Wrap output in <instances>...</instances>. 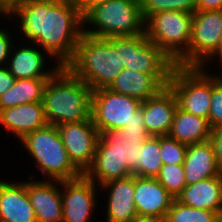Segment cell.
<instances>
[{
  "mask_svg": "<svg viewBox=\"0 0 222 222\" xmlns=\"http://www.w3.org/2000/svg\"><path fill=\"white\" fill-rule=\"evenodd\" d=\"M6 17L17 16L23 39L42 47L57 65L65 67L74 57L83 34V17L75 2L66 0H23Z\"/></svg>",
  "mask_w": 222,
  "mask_h": 222,
  "instance_id": "cell-1",
  "label": "cell"
},
{
  "mask_svg": "<svg viewBox=\"0 0 222 222\" xmlns=\"http://www.w3.org/2000/svg\"><path fill=\"white\" fill-rule=\"evenodd\" d=\"M93 90L66 67H60L46 83L43 107L47 124L80 122L91 118Z\"/></svg>",
  "mask_w": 222,
  "mask_h": 222,
  "instance_id": "cell-2",
  "label": "cell"
},
{
  "mask_svg": "<svg viewBox=\"0 0 222 222\" xmlns=\"http://www.w3.org/2000/svg\"><path fill=\"white\" fill-rule=\"evenodd\" d=\"M92 90L108 88L124 69L120 54L103 38L82 34L74 57L65 66Z\"/></svg>",
  "mask_w": 222,
  "mask_h": 222,
  "instance_id": "cell-3",
  "label": "cell"
},
{
  "mask_svg": "<svg viewBox=\"0 0 222 222\" xmlns=\"http://www.w3.org/2000/svg\"><path fill=\"white\" fill-rule=\"evenodd\" d=\"M87 24L95 29H83V33L96 38L145 33L140 0H109L95 6L83 17V25Z\"/></svg>",
  "mask_w": 222,
  "mask_h": 222,
  "instance_id": "cell-4",
  "label": "cell"
},
{
  "mask_svg": "<svg viewBox=\"0 0 222 222\" xmlns=\"http://www.w3.org/2000/svg\"><path fill=\"white\" fill-rule=\"evenodd\" d=\"M19 141L48 180L66 181L83 175L70 161L55 125L47 124Z\"/></svg>",
  "mask_w": 222,
  "mask_h": 222,
  "instance_id": "cell-5",
  "label": "cell"
},
{
  "mask_svg": "<svg viewBox=\"0 0 222 222\" xmlns=\"http://www.w3.org/2000/svg\"><path fill=\"white\" fill-rule=\"evenodd\" d=\"M193 14L162 11L145 22L147 38L160 48L175 65L187 67V50L191 40Z\"/></svg>",
  "mask_w": 222,
  "mask_h": 222,
  "instance_id": "cell-6",
  "label": "cell"
},
{
  "mask_svg": "<svg viewBox=\"0 0 222 222\" xmlns=\"http://www.w3.org/2000/svg\"><path fill=\"white\" fill-rule=\"evenodd\" d=\"M91 118L99 134L133 123H144L139 99L115 93L108 88L93 90Z\"/></svg>",
  "mask_w": 222,
  "mask_h": 222,
  "instance_id": "cell-7",
  "label": "cell"
},
{
  "mask_svg": "<svg viewBox=\"0 0 222 222\" xmlns=\"http://www.w3.org/2000/svg\"><path fill=\"white\" fill-rule=\"evenodd\" d=\"M203 67L175 65L168 86L173 90L178 107L208 119L211 102V74ZM204 70V71H203Z\"/></svg>",
  "mask_w": 222,
  "mask_h": 222,
  "instance_id": "cell-8",
  "label": "cell"
},
{
  "mask_svg": "<svg viewBox=\"0 0 222 222\" xmlns=\"http://www.w3.org/2000/svg\"><path fill=\"white\" fill-rule=\"evenodd\" d=\"M107 40L120 54L123 67L145 74H171L175 63L145 33L110 37Z\"/></svg>",
  "mask_w": 222,
  "mask_h": 222,
  "instance_id": "cell-9",
  "label": "cell"
},
{
  "mask_svg": "<svg viewBox=\"0 0 222 222\" xmlns=\"http://www.w3.org/2000/svg\"><path fill=\"white\" fill-rule=\"evenodd\" d=\"M221 38L222 10L195 11L187 50V67L205 68L209 59L219 57Z\"/></svg>",
  "mask_w": 222,
  "mask_h": 222,
  "instance_id": "cell-10",
  "label": "cell"
},
{
  "mask_svg": "<svg viewBox=\"0 0 222 222\" xmlns=\"http://www.w3.org/2000/svg\"><path fill=\"white\" fill-rule=\"evenodd\" d=\"M73 165L84 174L91 166L100 136L92 118L56 126Z\"/></svg>",
  "mask_w": 222,
  "mask_h": 222,
  "instance_id": "cell-11",
  "label": "cell"
},
{
  "mask_svg": "<svg viewBox=\"0 0 222 222\" xmlns=\"http://www.w3.org/2000/svg\"><path fill=\"white\" fill-rule=\"evenodd\" d=\"M97 184L84 175L73 180L61 181L62 222H89L95 211Z\"/></svg>",
  "mask_w": 222,
  "mask_h": 222,
  "instance_id": "cell-12",
  "label": "cell"
},
{
  "mask_svg": "<svg viewBox=\"0 0 222 222\" xmlns=\"http://www.w3.org/2000/svg\"><path fill=\"white\" fill-rule=\"evenodd\" d=\"M174 199L157 178L134 175V202L138 217L165 218Z\"/></svg>",
  "mask_w": 222,
  "mask_h": 222,
  "instance_id": "cell-13",
  "label": "cell"
},
{
  "mask_svg": "<svg viewBox=\"0 0 222 222\" xmlns=\"http://www.w3.org/2000/svg\"><path fill=\"white\" fill-rule=\"evenodd\" d=\"M170 76L171 74H145L124 68L108 89L142 102L156 96L164 89L169 83Z\"/></svg>",
  "mask_w": 222,
  "mask_h": 222,
  "instance_id": "cell-14",
  "label": "cell"
},
{
  "mask_svg": "<svg viewBox=\"0 0 222 222\" xmlns=\"http://www.w3.org/2000/svg\"><path fill=\"white\" fill-rule=\"evenodd\" d=\"M144 126L150 136L169 135L178 107L173 90L167 85L156 96L141 102Z\"/></svg>",
  "mask_w": 222,
  "mask_h": 222,
  "instance_id": "cell-15",
  "label": "cell"
},
{
  "mask_svg": "<svg viewBox=\"0 0 222 222\" xmlns=\"http://www.w3.org/2000/svg\"><path fill=\"white\" fill-rule=\"evenodd\" d=\"M59 184L56 187V183ZM55 184V185H54ZM61 181H28L27 193L37 222H62L63 205Z\"/></svg>",
  "mask_w": 222,
  "mask_h": 222,
  "instance_id": "cell-16",
  "label": "cell"
},
{
  "mask_svg": "<svg viewBox=\"0 0 222 222\" xmlns=\"http://www.w3.org/2000/svg\"><path fill=\"white\" fill-rule=\"evenodd\" d=\"M99 187L110 192L106 222H132L138 217L134 202V175L110 180Z\"/></svg>",
  "mask_w": 222,
  "mask_h": 222,
  "instance_id": "cell-17",
  "label": "cell"
},
{
  "mask_svg": "<svg viewBox=\"0 0 222 222\" xmlns=\"http://www.w3.org/2000/svg\"><path fill=\"white\" fill-rule=\"evenodd\" d=\"M13 182L0 180V222H37L27 182Z\"/></svg>",
  "mask_w": 222,
  "mask_h": 222,
  "instance_id": "cell-18",
  "label": "cell"
},
{
  "mask_svg": "<svg viewBox=\"0 0 222 222\" xmlns=\"http://www.w3.org/2000/svg\"><path fill=\"white\" fill-rule=\"evenodd\" d=\"M0 124L19 140L26 134L45 127L47 121L42 101L2 109Z\"/></svg>",
  "mask_w": 222,
  "mask_h": 222,
  "instance_id": "cell-19",
  "label": "cell"
},
{
  "mask_svg": "<svg viewBox=\"0 0 222 222\" xmlns=\"http://www.w3.org/2000/svg\"><path fill=\"white\" fill-rule=\"evenodd\" d=\"M33 45V47L27 45L18 49L12 46L6 67L15 79L50 78L60 68L59 65H55V68L44 72L46 65L44 53L34 48L35 44Z\"/></svg>",
  "mask_w": 222,
  "mask_h": 222,
  "instance_id": "cell-20",
  "label": "cell"
},
{
  "mask_svg": "<svg viewBox=\"0 0 222 222\" xmlns=\"http://www.w3.org/2000/svg\"><path fill=\"white\" fill-rule=\"evenodd\" d=\"M186 206L222 212V174L186 185L176 198Z\"/></svg>",
  "mask_w": 222,
  "mask_h": 222,
  "instance_id": "cell-21",
  "label": "cell"
},
{
  "mask_svg": "<svg viewBox=\"0 0 222 222\" xmlns=\"http://www.w3.org/2000/svg\"><path fill=\"white\" fill-rule=\"evenodd\" d=\"M183 167L186 185L221 175L209 141L188 145Z\"/></svg>",
  "mask_w": 222,
  "mask_h": 222,
  "instance_id": "cell-22",
  "label": "cell"
},
{
  "mask_svg": "<svg viewBox=\"0 0 222 222\" xmlns=\"http://www.w3.org/2000/svg\"><path fill=\"white\" fill-rule=\"evenodd\" d=\"M149 137L126 136L120 129L102 131L97 141L96 152H117L133 171L139 166V149Z\"/></svg>",
  "mask_w": 222,
  "mask_h": 222,
  "instance_id": "cell-23",
  "label": "cell"
},
{
  "mask_svg": "<svg viewBox=\"0 0 222 222\" xmlns=\"http://www.w3.org/2000/svg\"><path fill=\"white\" fill-rule=\"evenodd\" d=\"M211 127L208 119L198 117L177 107L169 136L184 145L209 141Z\"/></svg>",
  "mask_w": 222,
  "mask_h": 222,
  "instance_id": "cell-24",
  "label": "cell"
},
{
  "mask_svg": "<svg viewBox=\"0 0 222 222\" xmlns=\"http://www.w3.org/2000/svg\"><path fill=\"white\" fill-rule=\"evenodd\" d=\"M83 175L98 183V187L110 180L132 176L133 173L117 152H95L91 166Z\"/></svg>",
  "mask_w": 222,
  "mask_h": 222,
  "instance_id": "cell-25",
  "label": "cell"
},
{
  "mask_svg": "<svg viewBox=\"0 0 222 222\" xmlns=\"http://www.w3.org/2000/svg\"><path fill=\"white\" fill-rule=\"evenodd\" d=\"M49 78L16 79L14 84L0 96V111L8 107L41 102Z\"/></svg>",
  "mask_w": 222,
  "mask_h": 222,
  "instance_id": "cell-26",
  "label": "cell"
},
{
  "mask_svg": "<svg viewBox=\"0 0 222 222\" xmlns=\"http://www.w3.org/2000/svg\"><path fill=\"white\" fill-rule=\"evenodd\" d=\"M160 154V136H150L139 149V166L133 175L156 178L163 165Z\"/></svg>",
  "mask_w": 222,
  "mask_h": 222,
  "instance_id": "cell-27",
  "label": "cell"
},
{
  "mask_svg": "<svg viewBox=\"0 0 222 222\" xmlns=\"http://www.w3.org/2000/svg\"><path fill=\"white\" fill-rule=\"evenodd\" d=\"M166 222H220L217 211L186 206L174 199L165 217Z\"/></svg>",
  "mask_w": 222,
  "mask_h": 222,
  "instance_id": "cell-28",
  "label": "cell"
},
{
  "mask_svg": "<svg viewBox=\"0 0 222 222\" xmlns=\"http://www.w3.org/2000/svg\"><path fill=\"white\" fill-rule=\"evenodd\" d=\"M145 22L154 14L162 11H182L194 13L196 0H140Z\"/></svg>",
  "mask_w": 222,
  "mask_h": 222,
  "instance_id": "cell-29",
  "label": "cell"
},
{
  "mask_svg": "<svg viewBox=\"0 0 222 222\" xmlns=\"http://www.w3.org/2000/svg\"><path fill=\"white\" fill-rule=\"evenodd\" d=\"M156 178L175 199L186 186L183 164H163Z\"/></svg>",
  "mask_w": 222,
  "mask_h": 222,
  "instance_id": "cell-30",
  "label": "cell"
},
{
  "mask_svg": "<svg viewBox=\"0 0 222 222\" xmlns=\"http://www.w3.org/2000/svg\"><path fill=\"white\" fill-rule=\"evenodd\" d=\"M187 145L169 135L160 136V154L163 164H184Z\"/></svg>",
  "mask_w": 222,
  "mask_h": 222,
  "instance_id": "cell-31",
  "label": "cell"
},
{
  "mask_svg": "<svg viewBox=\"0 0 222 222\" xmlns=\"http://www.w3.org/2000/svg\"><path fill=\"white\" fill-rule=\"evenodd\" d=\"M218 76L211 74V102L208 115L211 128L222 124V75Z\"/></svg>",
  "mask_w": 222,
  "mask_h": 222,
  "instance_id": "cell-32",
  "label": "cell"
},
{
  "mask_svg": "<svg viewBox=\"0 0 222 222\" xmlns=\"http://www.w3.org/2000/svg\"><path fill=\"white\" fill-rule=\"evenodd\" d=\"M209 142L212 144L216 164L222 174V124L211 128Z\"/></svg>",
  "mask_w": 222,
  "mask_h": 222,
  "instance_id": "cell-33",
  "label": "cell"
},
{
  "mask_svg": "<svg viewBox=\"0 0 222 222\" xmlns=\"http://www.w3.org/2000/svg\"><path fill=\"white\" fill-rule=\"evenodd\" d=\"M9 33L10 32H7V30L0 29V67L7 66L8 58L13 45V43H11V34Z\"/></svg>",
  "mask_w": 222,
  "mask_h": 222,
  "instance_id": "cell-34",
  "label": "cell"
},
{
  "mask_svg": "<svg viewBox=\"0 0 222 222\" xmlns=\"http://www.w3.org/2000/svg\"><path fill=\"white\" fill-rule=\"evenodd\" d=\"M124 135L132 137H150L144 124L133 123L120 129Z\"/></svg>",
  "mask_w": 222,
  "mask_h": 222,
  "instance_id": "cell-35",
  "label": "cell"
},
{
  "mask_svg": "<svg viewBox=\"0 0 222 222\" xmlns=\"http://www.w3.org/2000/svg\"><path fill=\"white\" fill-rule=\"evenodd\" d=\"M15 80L6 66L0 67V96L10 89Z\"/></svg>",
  "mask_w": 222,
  "mask_h": 222,
  "instance_id": "cell-36",
  "label": "cell"
},
{
  "mask_svg": "<svg viewBox=\"0 0 222 222\" xmlns=\"http://www.w3.org/2000/svg\"><path fill=\"white\" fill-rule=\"evenodd\" d=\"M222 10V0H196V11Z\"/></svg>",
  "mask_w": 222,
  "mask_h": 222,
  "instance_id": "cell-37",
  "label": "cell"
},
{
  "mask_svg": "<svg viewBox=\"0 0 222 222\" xmlns=\"http://www.w3.org/2000/svg\"><path fill=\"white\" fill-rule=\"evenodd\" d=\"M109 0H79L76 5L82 17H84L93 7L103 4Z\"/></svg>",
  "mask_w": 222,
  "mask_h": 222,
  "instance_id": "cell-38",
  "label": "cell"
},
{
  "mask_svg": "<svg viewBox=\"0 0 222 222\" xmlns=\"http://www.w3.org/2000/svg\"><path fill=\"white\" fill-rule=\"evenodd\" d=\"M23 0H0V8L6 13L15 3Z\"/></svg>",
  "mask_w": 222,
  "mask_h": 222,
  "instance_id": "cell-39",
  "label": "cell"
},
{
  "mask_svg": "<svg viewBox=\"0 0 222 222\" xmlns=\"http://www.w3.org/2000/svg\"><path fill=\"white\" fill-rule=\"evenodd\" d=\"M132 222H166V219L156 217H137Z\"/></svg>",
  "mask_w": 222,
  "mask_h": 222,
  "instance_id": "cell-40",
  "label": "cell"
},
{
  "mask_svg": "<svg viewBox=\"0 0 222 222\" xmlns=\"http://www.w3.org/2000/svg\"><path fill=\"white\" fill-rule=\"evenodd\" d=\"M219 58H220L221 63H222V38H221V42H220V46H219Z\"/></svg>",
  "mask_w": 222,
  "mask_h": 222,
  "instance_id": "cell-41",
  "label": "cell"
},
{
  "mask_svg": "<svg viewBox=\"0 0 222 222\" xmlns=\"http://www.w3.org/2000/svg\"><path fill=\"white\" fill-rule=\"evenodd\" d=\"M2 15H5L6 13L0 8V16Z\"/></svg>",
  "mask_w": 222,
  "mask_h": 222,
  "instance_id": "cell-42",
  "label": "cell"
},
{
  "mask_svg": "<svg viewBox=\"0 0 222 222\" xmlns=\"http://www.w3.org/2000/svg\"><path fill=\"white\" fill-rule=\"evenodd\" d=\"M66 1H71L77 3L79 0H66Z\"/></svg>",
  "mask_w": 222,
  "mask_h": 222,
  "instance_id": "cell-43",
  "label": "cell"
},
{
  "mask_svg": "<svg viewBox=\"0 0 222 222\" xmlns=\"http://www.w3.org/2000/svg\"><path fill=\"white\" fill-rule=\"evenodd\" d=\"M220 222H222V212H221V214H220Z\"/></svg>",
  "mask_w": 222,
  "mask_h": 222,
  "instance_id": "cell-44",
  "label": "cell"
}]
</instances>
